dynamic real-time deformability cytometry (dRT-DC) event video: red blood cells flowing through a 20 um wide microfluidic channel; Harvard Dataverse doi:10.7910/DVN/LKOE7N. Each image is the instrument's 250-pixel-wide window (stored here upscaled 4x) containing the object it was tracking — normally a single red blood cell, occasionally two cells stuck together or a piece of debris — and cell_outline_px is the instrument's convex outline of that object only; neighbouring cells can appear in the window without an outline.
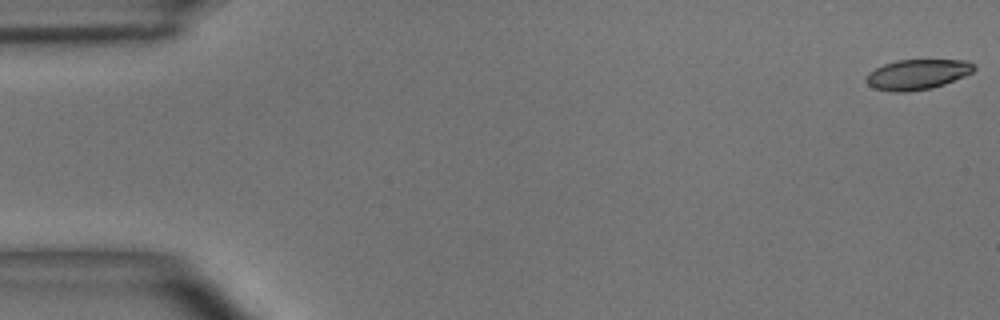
{"species": "common noctule bat (a hibernating species)", "species_latin": "Nyctalus noctula", "temperature_condition": "room temperature", "stored_images_in_passage": 55, "camera_frame_rate_fps": 3000, "um_per_image_px": 0.085, "animal": {"sex": "male", "body_mass_g": 15.6}, "frame": {"image": 1, "passage_image": 1, "time_ms": 0.0, "image_size_px": [1000, 320], "cell_outline_px": [[976, 68], [972, 72], [964, 76], [944, 84], [932, 88], [908, 92], [892, 92], [876, 88], [868, 84], [864, 80], [868, 72], [884, 64], [896, 60], [968, 60]], "centroid_in_image_um": [77.95, 6.32], "position_along_channel_um": 7.0, "area_um2": 18.96}}
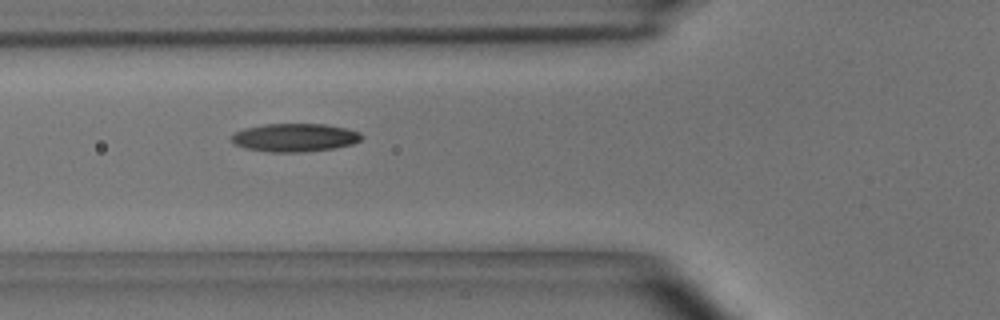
{"frame": {"image": 2, "passage_image": 20, "time_ms": 6.333, "image_size_px": [1000, 320], "cell_outline_px": [[364, 136], [360, 140], [352, 144], [332, 148], [304, 152], [268, 152], [248, 148], [236, 144], [232, 140], [232, 136], [236, 132], [244, 128], [264, 124], [324, 124], [348, 128], [360, 132]], "centroid_in_image_um": [25.1, 11.68], "position_along_channel_um": 100.7, "area_um2": 21.27}}
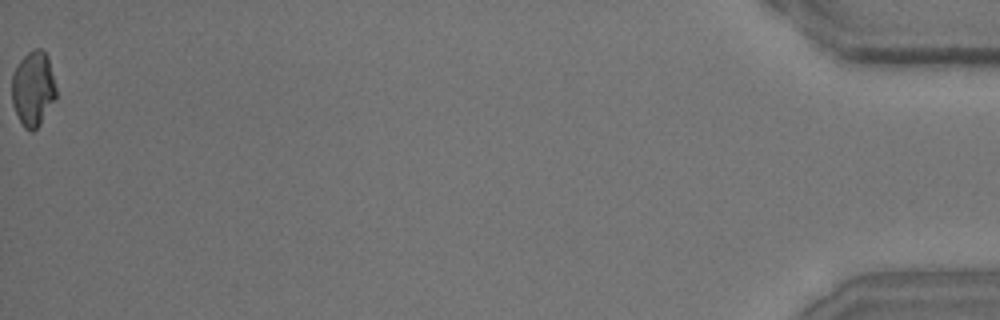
{"frame": {"image": 3, "passage_image": 55, "time_ms": 18.0, "image_size_px": [1000, 320], "cell_outline_px": [[56, 100], [40, 124], [32, 132], [28, 132], [24, 128], [12, 104], [12, 72], [16, 64], [28, 52], [36, 48], [40, 48], [48, 56], [56, 88]], "centroid_in_image_um": [2.81, 7.54], "position_along_channel_um": 432.4, "area_um2": 19.54}, "authors_computed_cell_mechanics": {"area_um2": 20.4034, "velocity_mm_per_s": 3.668, "shape_relaxation_time_tau1_ms": 4.1545, "shape_relaxation_time_tau2_ms": 4.0206, "deformation_change_tau1": 0.1582, "deformation_change_tau2": 0.1096}}